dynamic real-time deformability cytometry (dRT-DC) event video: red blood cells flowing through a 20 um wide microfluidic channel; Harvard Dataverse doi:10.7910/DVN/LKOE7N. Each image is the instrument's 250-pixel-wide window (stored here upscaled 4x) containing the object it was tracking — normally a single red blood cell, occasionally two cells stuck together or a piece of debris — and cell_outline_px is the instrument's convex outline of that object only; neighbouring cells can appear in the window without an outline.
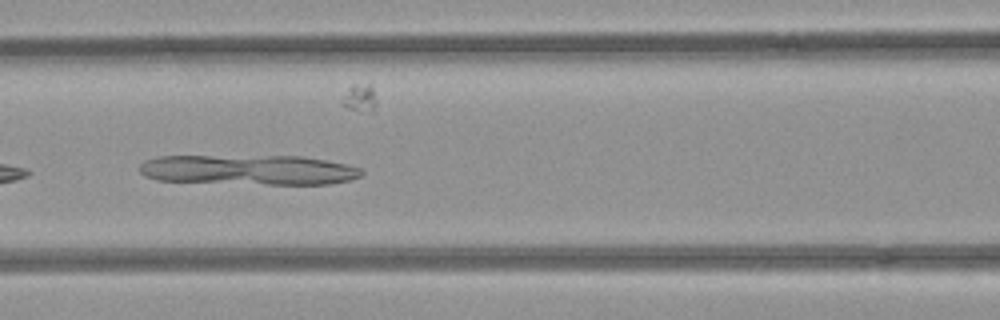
{"species": "common noctule bat (a hibernating species)", "species_latin": "Nyctalus noctula", "temperature_condition": "room temperature", "stored_images_in_passage": 8, "segment_of_instrument_passage": [1, 2], "camera_frame_rate_fps": 3000, "um_per_image_px": 0.085, "animal": {"sex": "female", "body_mass_g": 21.9}, "frame": {"image": 1, "passage_image": 6, "time_ms": 1.667, "image_size_px": [1000, 320], "cell_outline_px": [[364, 172], [360, 176], [352, 180], [328, 184], [268, 184], [156, 180], [144, 176], [140, 172], [140, 164], [144, 160], [156, 156], [300, 156], [324, 160], [344, 164], [360, 168]], "centroid_in_image_um": [21.12, 14.43], "position_along_channel_um": 145.5, "area_um2": 38.78}}